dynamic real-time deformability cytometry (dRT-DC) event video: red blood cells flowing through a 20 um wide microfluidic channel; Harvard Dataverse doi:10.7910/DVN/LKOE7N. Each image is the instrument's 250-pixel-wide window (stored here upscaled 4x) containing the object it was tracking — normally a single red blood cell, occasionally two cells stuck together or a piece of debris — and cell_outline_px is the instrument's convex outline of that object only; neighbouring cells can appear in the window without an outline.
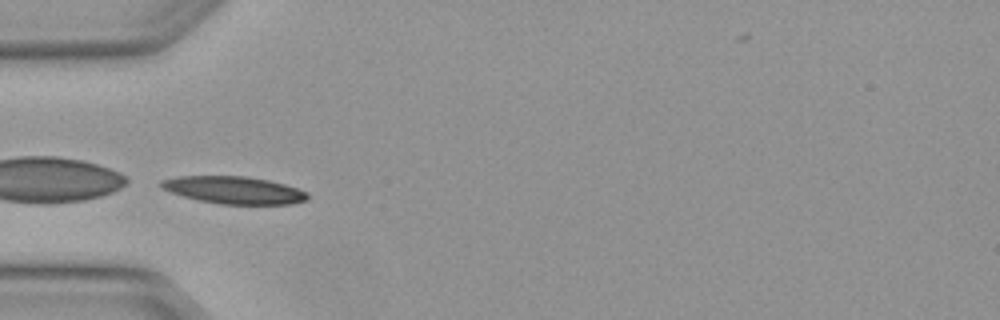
{"species": "Egyptian fruit bat (a non-hibernating species)", "species_latin": "Rousettus aegyptiacus", "temperature_condition": "warm", "stored_images_in_passage": 5, "camera_frame_rate_fps": 3000, "um_per_image_px": 0.085, "animal": {"sex": "female"}, "frame": {"image": 1, "passage_image": 5, "time_ms": 1.333, "image_size_px": [1000, 320], "cell_outline_px": [[308, 200], [292, 204], [220, 204], [200, 200], [184, 196], [160, 188], [156, 184], [160, 180], [176, 176], [244, 176], [268, 180], [284, 184], [308, 192]], "centroid_in_image_um": [19.85, 16.15], "position_along_channel_um": 65.1, "area_um2": 23.41}}